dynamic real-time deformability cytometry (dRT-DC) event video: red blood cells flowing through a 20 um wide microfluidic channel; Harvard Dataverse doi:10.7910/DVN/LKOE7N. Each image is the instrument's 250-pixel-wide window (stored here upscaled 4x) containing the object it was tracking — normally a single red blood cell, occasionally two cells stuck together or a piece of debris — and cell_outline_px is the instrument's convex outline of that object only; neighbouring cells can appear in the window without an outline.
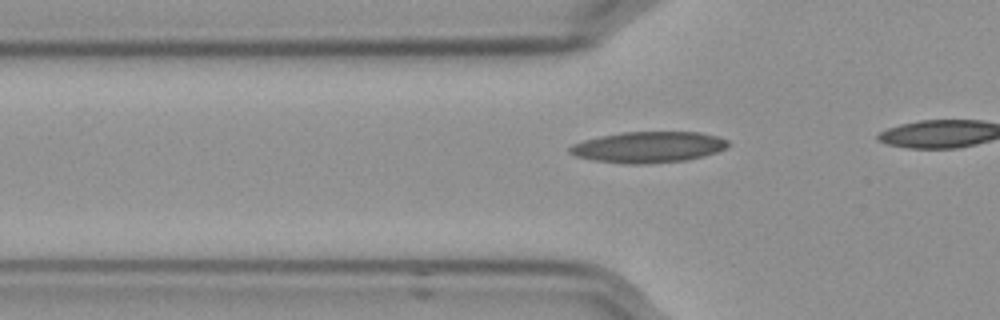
{"species": "Egyptian fruit bat (a non-hibernating species)", "species_latin": "Rousettus aegyptiacus", "temperature_condition": "cold", "stored_images_in_passage": 18, "camera_frame_rate_fps": 3000, "um_per_image_px": 0.085, "frame": {"image": 1, "passage_image": 12, "time_ms": 3.667, "image_size_px": [1000, 320], "cell_outline_px": [[732, 144], [728, 148], [704, 156], [688, 160], [648, 164], [624, 164], [592, 160], [576, 156], [568, 152], [568, 148], [572, 144], [584, 140], [600, 136], [620, 132], [700, 132], [716, 136], [728, 140]], "centroid_in_image_um": [55.13, 12.51], "position_along_channel_um": 70.7, "area_um2": 29.02}}
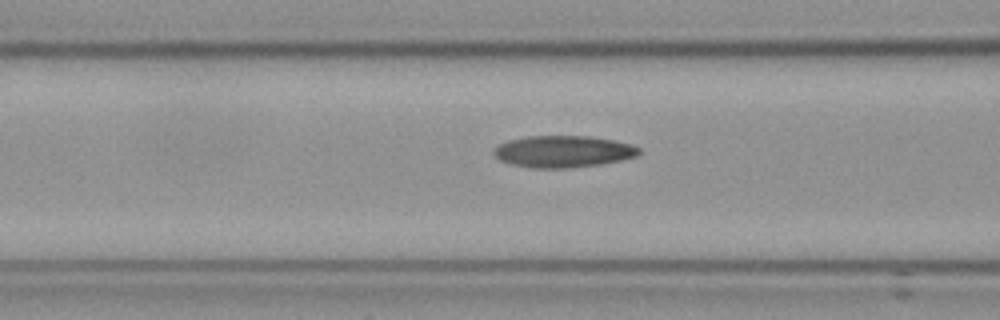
{"frame": {"image": 2, "passage_image": 16, "time_ms": 5.0, "image_size_px": [1000, 320], "cell_outline_px": [[640, 152], [636, 156], [620, 160], [600, 164], [568, 168], [532, 168], [512, 164], [500, 160], [492, 152], [492, 148], [508, 140], [528, 136], [588, 136], [612, 140], [632, 144], [640, 148]], "centroid_in_image_um": [47.85, 12.87], "position_along_channel_um": 118.8, "area_um2": 26.82}}